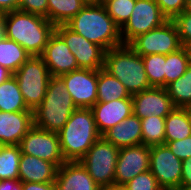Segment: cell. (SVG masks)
I'll return each instance as SVG.
<instances>
[{
    "mask_svg": "<svg viewBox=\"0 0 191 190\" xmlns=\"http://www.w3.org/2000/svg\"><path fill=\"white\" fill-rule=\"evenodd\" d=\"M5 37L20 44L30 56H41L55 32V25L47 18L20 10L3 14Z\"/></svg>",
    "mask_w": 191,
    "mask_h": 190,
    "instance_id": "obj_1",
    "label": "cell"
},
{
    "mask_svg": "<svg viewBox=\"0 0 191 190\" xmlns=\"http://www.w3.org/2000/svg\"><path fill=\"white\" fill-rule=\"evenodd\" d=\"M66 25L105 51L123 45L120 28L102 3H87Z\"/></svg>",
    "mask_w": 191,
    "mask_h": 190,
    "instance_id": "obj_2",
    "label": "cell"
},
{
    "mask_svg": "<svg viewBox=\"0 0 191 190\" xmlns=\"http://www.w3.org/2000/svg\"><path fill=\"white\" fill-rule=\"evenodd\" d=\"M65 162L80 161L101 137L90 108H77L58 132Z\"/></svg>",
    "mask_w": 191,
    "mask_h": 190,
    "instance_id": "obj_3",
    "label": "cell"
},
{
    "mask_svg": "<svg viewBox=\"0 0 191 190\" xmlns=\"http://www.w3.org/2000/svg\"><path fill=\"white\" fill-rule=\"evenodd\" d=\"M103 69L116 77L131 96L152 87L145 72L142 56L128 44L105 51Z\"/></svg>",
    "mask_w": 191,
    "mask_h": 190,
    "instance_id": "obj_4",
    "label": "cell"
},
{
    "mask_svg": "<svg viewBox=\"0 0 191 190\" xmlns=\"http://www.w3.org/2000/svg\"><path fill=\"white\" fill-rule=\"evenodd\" d=\"M76 109L63 80L52 76L44 100L33 111V125L58 133Z\"/></svg>",
    "mask_w": 191,
    "mask_h": 190,
    "instance_id": "obj_5",
    "label": "cell"
},
{
    "mask_svg": "<svg viewBox=\"0 0 191 190\" xmlns=\"http://www.w3.org/2000/svg\"><path fill=\"white\" fill-rule=\"evenodd\" d=\"M13 75L27 107L34 111L44 100L52 77L43 59L40 56H31Z\"/></svg>",
    "mask_w": 191,
    "mask_h": 190,
    "instance_id": "obj_6",
    "label": "cell"
},
{
    "mask_svg": "<svg viewBox=\"0 0 191 190\" xmlns=\"http://www.w3.org/2000/svg\"><path fill=\"white\" fill-rule=\"evenodd\" d=\"M118 152V147L101 136L80 160L102 189L114 185Z\"/></svg>",
    "mask_w": 191,
    "mask_h": 190,
    "instance_id": "obj_7",
    "label": "cell"
},
{
    "mask_svg": "<svg viewBox=\"0 0 191 190\" xmlns=\"http://www.w3.org/2000/svg\"><path fill=\"white\" fill-rule=\"evenodd\" d=\"M128 45L140 56L167 55L183 47L173 20H167L161 26L138 35Z\"/></svg>",
    "mask_w": 191,
    "mask_h": 190,
    "instance_id": "obj_8",
    "label": "cell"
},
{
    "mask_svg": "<svg viewBox=\"0 0 191 190\" xmlns=\"http://www.w3.org/2000/svg\"><path fill=\"white\" fill-rule=\"evenodd\" d=\"M168 19L155 0H136L129 20L120 29L123 44H129L138 35L161 26Z\"/></svg>",
    "mask_w": 191,
    "mask_h": 190,
    "instance_id": "obj_9",
    "label": "cell"
},
{
    "mask_svg": "<svg viewBox=\"0 0 191 190\" xmlns=\"http://www.w3.org/2000/svg\"><path fill=\"white\" fill-rule=\"evenodd\" d=\"M21 153L49 161L58 168L65 162L56 132L32 126L19 143Z\"/></svg>",
    "mask_w": 191,
    "mask_h": 190,
    "instance_id": "obj_10",
    "label": "cell"
},
{
    "mask_svg": "<svg viewBox=\"0 0 191 190\" xmlns=\"http://www.w3.org/2000/svg\"><path fill=\"white\" fill-rule=\"evenodd\" d=\"M55 32L65 41L79 68L100 70L104 67L105 50L102 47L88 41L66 24L55 26Z\"/></svg>",
    "mask_w": 191,
    "mask_h": 190,
    "instance_id": "obj_11",
    "label": "cell"
},
{
    "mask_svg": "<svg viewBox=\"0 0 191 190\" xmlns=\"http://www.w3.org/2000/svg\"><path fill=\"white\" fill-rule=\"evenodd\" d=\"M150 172L163 190H175L181 184L182 161L166 144L151 146Z\"/></svg>",
    "mask_w": 191,
    "mask_h": 190,
    "instance_id": "obj_12",
    "label": "cell"
},
{
    "mask_svg": "<svg viewBox=\"0 0 191 190\" xmlns=\"http://www.w3.org/2000/svg\"><path fill=\"white\" fill-rule=\"evenodd\" d=\"M60 78L77 108H91L97 102L98 70L79 68Z\"/></svg>",
    "mask_w": 191,
    "mask_h": 190,
    "instance_id": "obj_13",
    "label": "cell"
},
{
    "mask_svg": "<svg viewBox=\"0 0 191 190\" xmlns=\"http://www.w3.org/2000/svg\"><path fill=\"white\" fill-rule=\"evenodd\" d=\"M150 170V147L144 144L119 148L114 184L125 185Z\"/></svg>",
    "mask_w": 191,
    "mask_h": 190,
    "instance_id": "obj_14",
    "label": "cell"
},
{
    "mask_svg": "<svg viewBox=\"0 0 191 190\" xmlns=\"http://www.w3.org/2000/svg\"><path fill=\"white\" fill-rule=\"evenodd\" d=\"M174 108L165 87H151L132 95V111L140 119L151 116L165 118Z\"/></svg>",
    "mask_w": 191,
    "mask_h": 190,
    "instance_id": "obj_15",
    "label": "cell"
},
{
    "mask_svg": "<svg viewBox=\"0 0 191 190\" xmlns=\"http://www.w3.org/2000/svg\"><path fill=\"white\" fill-rule=\"evenodd\" d=\"M40 57L53 77L79 69L75 56L56 32L50 36Z\"/></svg>",
    "mask_w": 191,
    "mask_h": 190,
    "instance_id": "obj_16",
    "label": "cell"
},
{
    "mask_svg": "<svg viewBox=\"0 0 191 190\" xmlns=\"http://www.w3.org/2000/svg\"><path fill=\"white\" fill-rule=\"evenodd\" d=\"M90 109L92 110L97 130L102 136L106 131L133 113L132 98L96 102Z\"/></svg>",
    "mask_w": 191,
    "mask_h": 190,
    "instance_id": "obj_17",
    "label": "cell"
},
{
    "mask_svg": "<svg viewBox=\"0 0 191 190\" xmlns=\"http://www.w3.org/2000/svg\"><path fill=\"white\" fill-rule=\"evenodd\" d=\"M33 126V111H0V146L19 145Z\"/></svg>",
    "mask_w": 191,
    "mask_h": 190,
    "instance_id": "obj_18",
    "label": "cell"
},
{
    "mask_svg": "<svg viewBox=\"0 0 191 190\" xmlns=\"http://www.w3.org/2000/svg\"><path fill=\"white\" fill-rule=\"evenodd\" d=\"M58 190H102L80 161L64 162L57 171Z\"/></svg>",
    "mask_w": 191,
    "mask_h": 190,
    "instance_id": "obj_19",
    "label": "cell"
},
{
    "mask_svg": "<svg viewBox=\"0 0 191 190\" xmlns=\"http://www.w3.org/2000/svg\"><path fill=\"white\" fill-rule=\"evenodd\" d=\"M58 167L53 163L33 155L21 154L19 162V180L21 182H55Z\"/></svg>",
    "mask_w": 191,
    "mask_h": 190,
    "instance_id": "obj_20",
    "label": "cell"
},
{
    "mask_svg": "<svg viewBox=\"0 0 191 190\" xmlns=\"http://www.w3.org/2000/svg\"><path fill=\"white\" fill-rule=\"evenodd\" d=\"M102 137L118 148L142 144L140 118L133 113L119 124L106 131Z\"/></svg>",
    "mask_w": 191,
    "mask_h": 190,
    "instance_id": "obj_21",
    "label": "cell"
},
{
    "mask_svg": "<svg viewBox=\"0 0 191 190\" xmlns=\"http://www.w3.org/2000/svg\"><path fill=\"white\" fill-rule=\"evenodd\" d=\"M191 136V109L174 108L165 117V142Z\"/></svg>",
    "mask_w": 191,
    "mask_h": 190,
    "instance_id": "obj_22",
    "label": "cell"
},
{
    "mask_svg": "<svg viewBox=\"0 0 191 190\" xmlns=\"http://www.w3.org/2000/svg\"><path fill=\"white\" fill-rule=\"evenodd\" d=\"M132 98L126 87L103 68L98 70L97 102Z\"/></svg>",
    "mask_w": 191,
    "mask_h": 190,
    "instance_id": "obj_23",
    "label": "cell"
},
{
    "mask_svg": "<svg viewBox=\"0 0 191 190\" xmlns=\"http://www.w3.org/2000/svg\"><path fill=\"white\" fill-rule=\"evenodd\" d=\"M0 111H31L24 101L23 95L14 75L0 84Z\"/></svg>",
    "mask_w": 191,
    "mask_h": 190,
    "instance_id": "obj_24",
    "label": "cell"
},
{
    "mask_svg": "<svg viewBox=\"0 0 191 190\" xmlns=\"http://www.w3.org/2000/svg\"><path fill=\"white\" fill-rule=\"evenodd\" d=\"M47 19L55 26L66 24L87 2L85 0H47Z\"/></svg>",
    "mask_w": 191,
    "mask_h": 190,
    "instance_id": "obj_25",
    "label": "cell"
},
{
    "mask_svg": "<svg viewBox=\"0 0 191 190\" xmlns=\"http://www.w3.org/2000/svg\"><path fill=\"white\" fill-rule=\"evenodd\" d=\"M30 54L17 42L4 37L0 40V65L14 74Z\"/></svg>",
    "mask_w": 191,
    "mask_h": 190,
    "instance_id": "obj_26",
    "label": "cell"
},
{
    "mask_svg": "<svg viewBox=\"0 0 191 190\" xmlns=\"http://www.w3.org/2000/svg\"><path fill=\"white\" fill-rule=\"evenodd\" d=\"M165 88L176 108L191 109V64L181 77Z\"/></svg>",
    "mask_w": 191,
    "mask_h": 190,
    "instance_id": "obj_27",
    "label": "cell"
},
{
    "mask_svg": "<svg viewBox=\"0 0 191 190\" xmlns=\"http://www.w3.org/2000/svg\"><path fill=\"white\" fill-rule=\"evenodd\" d=\"M191 64V49L182 47L179 50L166 55L165 62V87L177 80Z\"/></svg>",
    "mask_w": 191,
    "mask_h": 190,
    "instance_id": "obj_28",
    "label": "cell"
},
{
    "mask_svg": "<svg viewBox=\"0 0 191 190\" xmlns=\"http://www.w3.org/2000/svg\"><path fill=\"white\" fill-rule=\"evenodd\" d=\"M19 145L0 146V181L19 180V162L21 157Z\"/></svg>",
    "mask_w": 191,
    "mask_h": 190,
    "instance_id": "obj_29",
    "label": "cell"
},
{
    "mask_svg": "<svg viewBox=\"0 0 191 190\" xmlns=\"http://www.w3.org/2000/svg\"><path fill=\"white\" fill-rule=\"evenodd\" d=\"M142 127V144L156 146L165 144V118L158 116L140 119Z\"/></svg>",
    "mask_w": 191,
    "mask_h": 190,
    "instance_id": "obj_30",
    "label": "cell"
},
{
    "mask_svg": "<svg viewBox=\"0 0 191 190\" xmlns=\"http://www.w3.org/2000/svg\"><path fill=\"white\" fill-rule=\"evenodd\" d=\"M145 72L152 87H165L166 55L151 54L142 56Z\"/></svg>",
    "mask_w": 191,
    "mask_h": 190,
    "instance_id": "obj_31",
    "label": "cell"
},
{
    "mask_svg": "<svg viewBox=\"0 0 191 190\" xmlns=\"http://www.w3.org/2000/svg\"><path fill=\"white\" fill-rule=\"evenodd\" d=\"M136 0H104L108 15L114 20L115 24L121 29L129 20Z\"/></svg>",
    "mask_w": 191,
    "mask_h": 190,
    "instance_id": "obj_32",
    "label": "cell"
},
{
    "mask_svg": "<svg viewBox=\"0 0 191 190\" xmlns=\"http://www.w3.org/2000/svg\"><path fill=\"white\" fill-rule=\"evenodd\" d=\"M173 22L178 29L182 46L191 48V11L184 10L173 19Z\"/></svg>",
    "mask_w": 191,
    "mask_h": 190,
    "instance_id": "obj_33",
    "label": "cell"
},
{
    "mask_svg": "<svg viewBox=\"0 0 191 190\" xmlns=\"http://www.w3.org/2000/svg\"><path fill=\"white\" fill-rule=\"evenodd\" d=\"M128 190H163L150 170L138 174L125 184Z\"/></svg>",
    "mask_w": 191,
    "mask_h": 190,
    "instance_id": "obj_34",
    "label": "cell"
},
{
    "mask_svg": "<svg viewBox=\"0 0 191 190\" xmlns=\"http://www.w3.org/2000/svg\"><path fill=\"white\" fill-rule=\"evenodd\" d=\"M162 14L173 20L177 15L185 10L186 0H155Z\"/></svg>",
    "mask_w": 191,
    "mask_h": 190,
    "instance_id": "obj_35",
    "label": "cell"
},
{
    "mask_svg": "<svg viewBox=\"0 0 191 190\" xmlns=\"http://www.w3.org/2000/svg\"><path fill=\"white\" fill-rule=\"evenodd\" d=\"M47 0H19L18 10L47 18Z\"/></svg>",
    "mask_w": 191,
    "mask_h": 190,
    "instance_id": "obj_36",
    "label": "cell"
},
{
    "mask_svg": "<svg viewBox=\"0 0 191 190\" xmlns=\"http://www.w3.org/2000/svg\"><path fill=\"white\" fill-rule=\"evenodd\" d=\"M165 144L181 161L191 157V136L180 140L165 142Z\"/></svg>",
    "mask_w": 191,
    "mask_h": 190,
    "instance_id": "obj_37",
    "label": "cell"
},
{
    "mask_svg": "<svg viewBox=\"0 0 191 190\" xmlns=\"http://www.w3.org/2000/svg\"><path fill=\"white\" fill-rule=\"evenodd\" d=\"M22 190H58L55 182L32 183L22 182Z\"/></svg>",
    "mask_w": 191,
    "mask_h": 190,
    "instance_id": "obj_38",
    "label": "cell"
},
{
    "mask_svg": "<svg viewBox=\"0 0 191 190\" xmlns=\"http://www.w3.org/2000/svg\"><path fill=\"white\" fill-rule=\"evenodd\" d=\"M180 185H191V157L182 161V177Z\"/></svg>",
    "mask_w": 191,
    "mask_h": 190,
    "instance_id": "obj_39",
    "label": "cell"
},
{
    "mask_svg": "<svg viewBox=\"0 0 191 190\" xmlns=\"http://www.w3.org/2000/svg\"><path fill=\"white\" fill-rule=\"evenodd\" d=\"M19 0H0V13L5 14L18 10Z\"/></svg>",
    "mask_w": 191,
    "mask_h": 190,
    "instance_id": "obj_40",
    "label": "cell"
},
{
    "mask_svg": "<svg viewBox=\"0 0 191 190\" xmlns=\"http://www.w3.org/2000/svg\"><path fill=\"white\" fill-rule=\"evenodd\" d=\"M0 190H22L20 180L7 179L0 181Z\"/></svg>",
    "mask_w": 191,
    "mask_h": 190,
    "instance_id": "obj_41",
    "label": "cell"
},
{
    "mask_svg": "<svg viewBox=\"0 0 191 190\" xmlns=\"http://www.w3.org/2000/svg\"><path fill=\"white\" fill-rule=\"evenodd\" d=\"M13 74L6 68L0 65V84L11 77Z\"/></svg>",
    "mask_w": 191,
    "mask_h": 190,
    "instance_id": "obj_42",
    "label": "cell"
},
{
    "mask_svg": "<svg viewBox=\"0 0 191 190\" xmlns=\"http://www.w3.org/2000/svg\"><path fill=\"white\" fill-rule=\"evenodd\" d=\"M5 37V25L3 20V14L0 16V40Z\"/></svg>",
    "mask_w": 191,
    "mask_h": 190,
    "instance_id": "obj_43",
    "label": "cell"
},
{
    "mask_svg": "<svg viewBox=\"0 0 191 190\" xmlns=\"http://www.w3.org/2000/svg\"><path fill=\"white\" fill-rule=\"evenodd\" d=\"M102 190H128V188L125 185H112L108 188L102 189Z\"/></svg>",
    "mask_w": 191,
    "mask_h": 190,
    "instance_id": "obj_44",
    "label": "cell"
},
{
    "mask_svg": "<svg viewBox=\"0 0 191 190\" xmlns=\"http://www.w3.org/2000/svg\"><path fill=\"white\" fill-rule=\"evenodd\" d=\"M175 190H191V185H180Z\"/></svg>",
    "mask_w": 191,
    "mask_h": 190,
    "instance_id": "obj_45",
    "label": "cell"
},
{
    "mask_svg": "<svg viewBox=\"0 0 191 190\" xmlns=\"http://www.w3.org/2000/svg\"><path fill=\"white\" fill-rule=\"evenodd\" d=\"M185 10L191 11V0H186Z\"/></svg>",
    "mask_w": 191,
    "mask_h": 190,
    "instance_id": "obj_46",
    "label": "cell"
},
{
    "mask_svg": "<svg viewBox=\"0 0 191 190\" xmlns=\"http://www.w3.org/2000/svg\"><path fill=\"white\" fill-rule=\"evenodd\" d=\"M87 3H103L104 0H85Z\"/></svg>",
    "mask_w": 191,
    "mask_h": 190,
    "instance_id": "obj_47",
    "label": "cell"
}]
</instances>
